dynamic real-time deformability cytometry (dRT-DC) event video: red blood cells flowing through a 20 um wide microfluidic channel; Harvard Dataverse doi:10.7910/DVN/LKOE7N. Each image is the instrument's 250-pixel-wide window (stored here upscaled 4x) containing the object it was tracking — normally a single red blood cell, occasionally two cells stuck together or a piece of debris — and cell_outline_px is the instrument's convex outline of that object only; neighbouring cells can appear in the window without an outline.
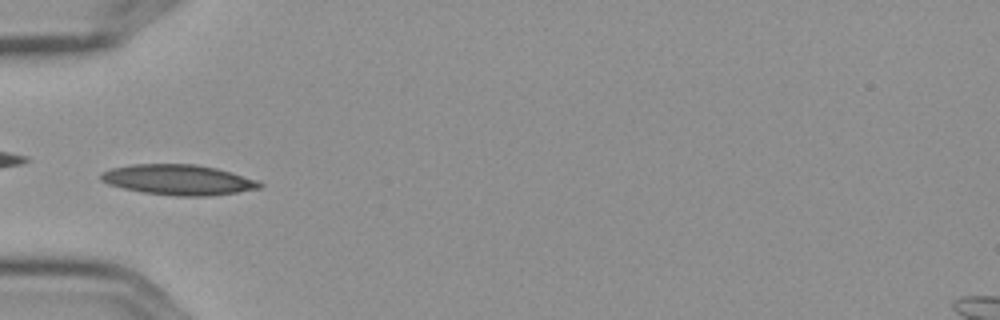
{"species": "Egyptian fruit bat (a non-hibernating species)", "species_latin": "Rousettus aegyptiacus", "temperature_condition": "cold", "stored_images_in_passage": 14, "camera_frame_rate_fps": 3000, "um_per_image_px": 0.085, "frame": {"image": 1, "passage_image": 4, "time_ms": 1.0, "image_size_px": [1000, 320], "cell_outline_px": [[264, 184], [260, 188], [236, 192], [208, 196], [176, 196], [140, 192], [108, 184], [100, 180], [100, 172], [112, 168], [132, 164], [196, 164], [216, 168], [256, 180]], "centroid_in_image_um": [15.11, 15.28], "position_along_channel_um": 69.9, "area_um2": 27.98}}
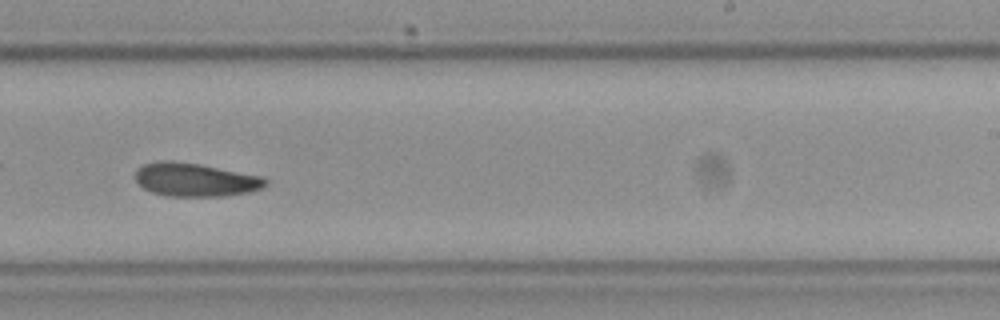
{"frame": {"image": 2, "passage_image": 9, "time_ms": 2.667, "image_size_px": [1000, 320], "cell_outline_px": [[268, 184], [264, 188], [252, 192], [224, 196], [168, 196], [152, 192], [144, 188], [136, 180], [136, 168], [144, 164], [160, 160], [172, 160], [200, 164], [264, 176], [268, 180]], "centroid_in_image_um": [16.66, 15.27], "position_along_channel_um": 272.3, "area_um2": 25.72}}
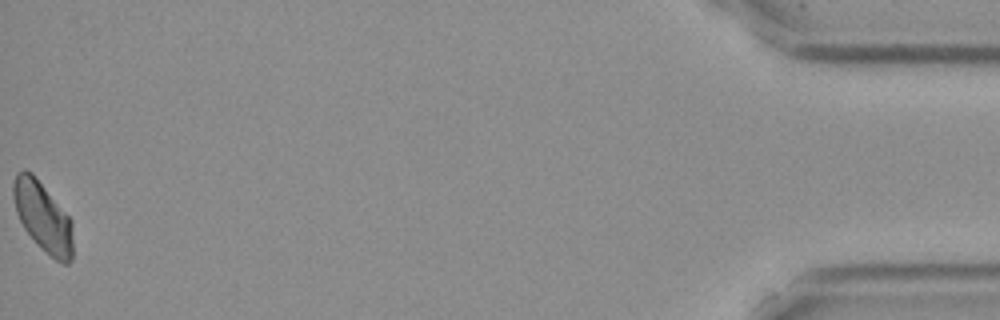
{"frame": {"image": 3, "passage_image": 14, "time_ms": 4.333, "image_size_px": [1000, 320], "cell_outline_px": [[72, 260], [68, 264], [64, 264], [56, 260], [24, 228], [16, 212], [12, 196], [12, 184], [16, 172], [24, 168], [32, 172], [72, 220]], "centroid_in_image_um": [3.63, 18.36], "position_along_channel_um": 431.6, "area_um2": 23.93}}